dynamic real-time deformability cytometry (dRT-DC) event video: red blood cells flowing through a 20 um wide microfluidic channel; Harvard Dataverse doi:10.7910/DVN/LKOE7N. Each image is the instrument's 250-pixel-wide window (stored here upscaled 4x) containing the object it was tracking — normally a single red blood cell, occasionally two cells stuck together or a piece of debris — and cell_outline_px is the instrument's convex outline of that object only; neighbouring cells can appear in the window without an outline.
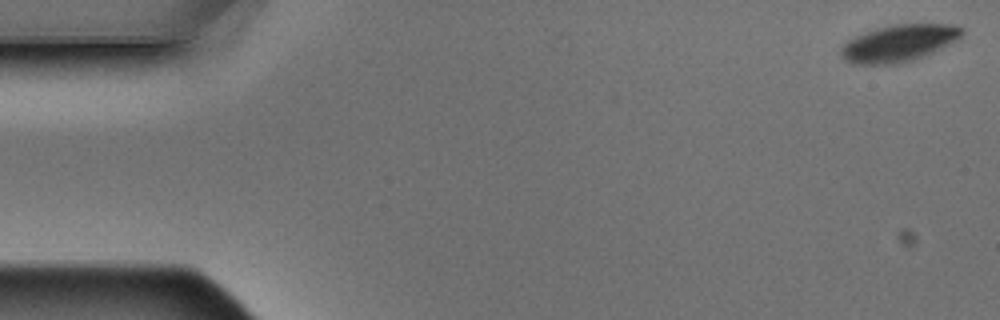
{"species": "Egyptian fruit bat (a non-hibernating species)", "species_latin": "Rousettus aegyptiacus", "temperature_condition": "warm", "stored_images_in_passage": 5, "camera_frame_rate_fps": 3000, "um_per_image_px": 0.085, "animal": {"sex": "male"}, "frame": {"image": 1, "passage_image": 1, "time_ms": 0.0, "image_size_px": [1000, 320], "cell_outline_px": [[964, 32], [956, 40], [924, 56], [912, 60], [896, 64], [852, 64], [844, 60], [840, 52], [840, 48], [848, 40], [856, 36], [876, 28], [896, 24], [956, 24], [964, 28]], "centroid_in_image_um": [76.4, 3.67], "position_along_channel_um": 8.6, "area_um2": 25.89}}
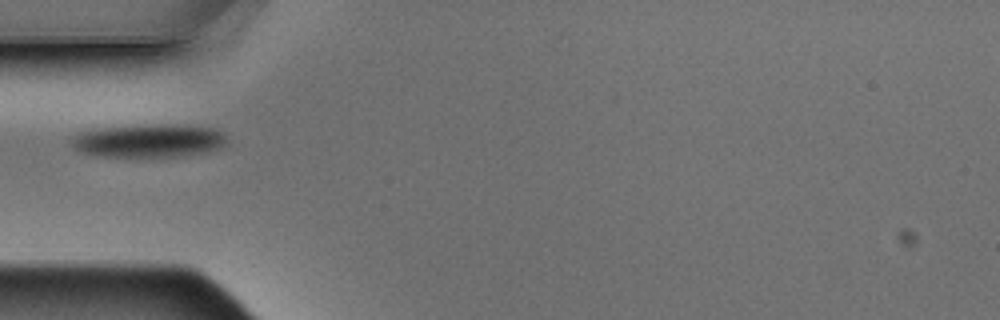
{"frame": {"image": 2, "passage_image": 5, "time_ms": 1.333, "image_size_px": [1000, 320], "cell_outline_px": [[228, 140], [224, 148], [184, 156], [96, 156], [80, 152], [72, 148], [68, 140], [80, 132], [96, 128], [152, 124], [184, 124], [212, 128], [224, 132], [228, 136]], "centroid_in_image_um": [12.67, 11.95], "position_along_channel_um": 72.3, "area_um2": 30.81}}